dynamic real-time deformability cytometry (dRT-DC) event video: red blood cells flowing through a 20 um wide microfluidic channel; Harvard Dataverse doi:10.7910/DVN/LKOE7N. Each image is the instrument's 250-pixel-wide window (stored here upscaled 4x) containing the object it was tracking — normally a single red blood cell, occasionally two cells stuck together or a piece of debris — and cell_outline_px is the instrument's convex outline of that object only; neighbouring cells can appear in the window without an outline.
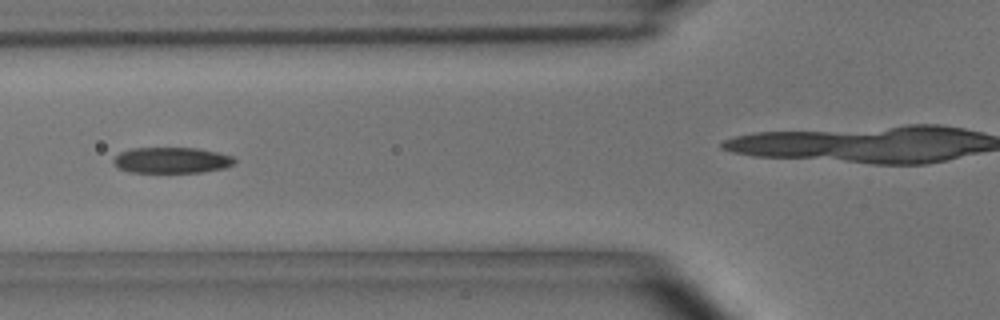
{"species": "common noctule bat (a hibernating species)", "species_latin": "Nyctalus noctula", "temperature_condition": "room temperature", "stored_images_in_passage": 33, "camera_frame_rate_fps": 3000, "um_per_image_px": 0.085, "animal": {"sex": "male", "body_mass_g": 15.6}, "frame": {"image": 1, "passage_image": 10, "time_ms": 3.0, "image_size_px": [1000, 320], "cell_outline_px": [[236, 160], [232, 164], [224, 168], [200, 172], [128, 172], [120, 168], [112, 160], [120, 152], [132, 148], [196, 148], [216, 152], [232, 156]], "centroid_in_image_um": [14.58, 13.61], "position_along_channel_um": 111.2, "area_um2": 18.03}}
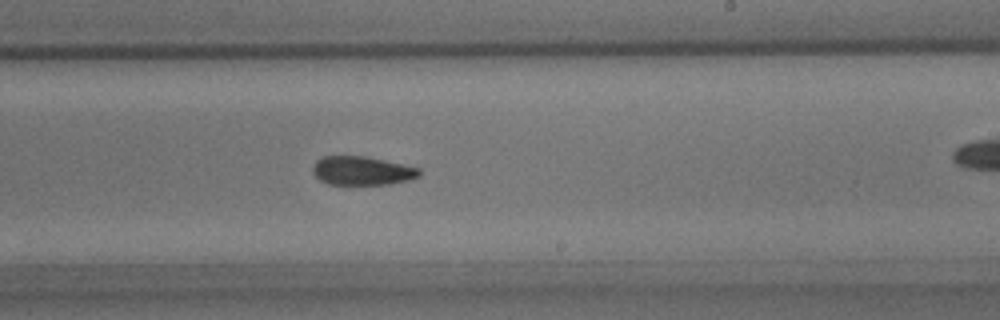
{"frame": {"image": 2, "passage_image": 22, "time_ms": 7.0, "image_size_px": [1000, 320], "cell_outline_px": [[420, 176], [408, 180], [388, 184], [328, 184], [320, 180], [312, 172], [312, 168], [316, 160], [324, 156], [364, 156], [384, 160], [420, 168]], "centroid_in_image_um": [30.76, 14.51], "position_along_channel_um": 258.2, "area_um2": 17.74}}
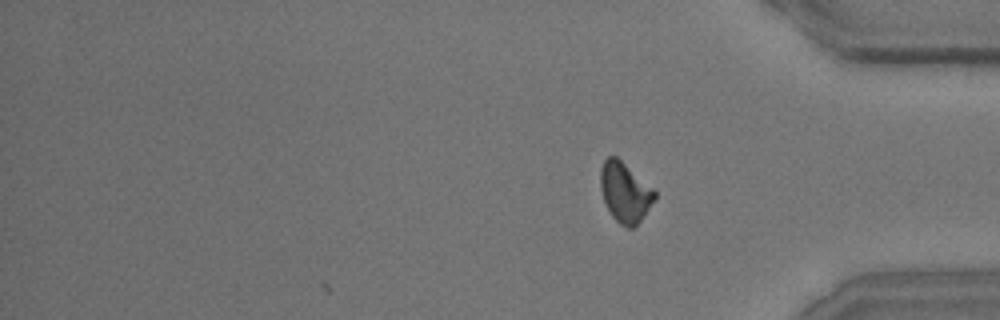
{"frame": {"image": 3, "passage_image": 33, "time_ms": 10.667, "image_size_px": [1000, 320], "cell_outline_px": [[656, 200], [640, 220], [632, 228], [628, 228], [620, 224], [612, 216], [604, 200], [600, 188], [600, 168], [604, 160], [608, 156], [616, 156], [652, 188], [656, 192]], "centroid_in_image_um": [53.11, 16.34], "position_along_channel_um": 382.1, "area_um2": 18.67}, "authors_computed_cell_mechanics": {"area_um2": 18.785, "velocity_mm_per_s": 3.6713, "shape_relaxation_time_tau1_ms": 7.4266, "shape_relaxation_time_tau2_ms": 3.2912, "deformation_change_tau1": 0.1722, "deformation_change_tau2": 0.0916}}